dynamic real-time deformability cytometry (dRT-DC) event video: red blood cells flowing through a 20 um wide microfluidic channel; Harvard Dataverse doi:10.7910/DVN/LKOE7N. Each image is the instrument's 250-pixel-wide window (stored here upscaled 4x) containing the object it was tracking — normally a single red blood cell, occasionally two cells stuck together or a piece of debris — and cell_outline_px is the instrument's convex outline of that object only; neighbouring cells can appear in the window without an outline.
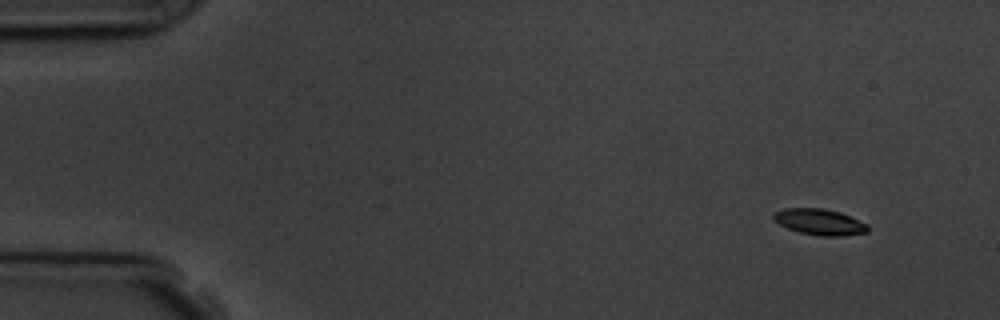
{"species": "common noctule bat (a hibernating species)", "species_latin": "Nyctalus noctula", "temperature_condition": "room temperature", "stored_images_in_passage": 6, "camera_frame_rate_fps": 3000, "um_per_image_px": 0.085, "animal": {"sex": "male", "body_mass_g": 19.5, "forearm_length_mm": 54.6}, "frame": {"image": 1, "passage_image": 1, "time_ms": 0.0, "image_size_px": [1000, 320], "cell_outline_px": [[868, 232], [840, 236], [820, 236], [800, 232], [788, 228], [772, 220], [772, 216], [776, 212], [784, 208], [824, 208], [840, 212], [868, 224]], "centroid_in_image_um": [69.66, 18.86], "position_along_channel_um": 15.3, "area_um2": 14.28}}
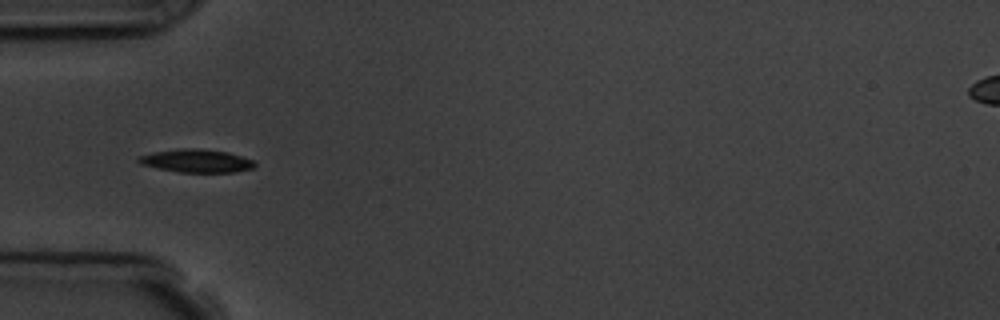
{"frame": {"image": 2, "passage_image": 4, "time_ms": 4.333, "image_size_px": [1000, 320], "cell_outline_px": [[256, 164], [252, 168], [232, 172], [180, 172], [156, 168], [140, 164], [136, 160], [136, 156], [156, 152], [180, 148], [200, 148], [228, 152], [252, 160]], "centroid_in_image_um": [16.64, 13.66], "position_along_channel_um": 68.4, "area_um2": 15.61}}
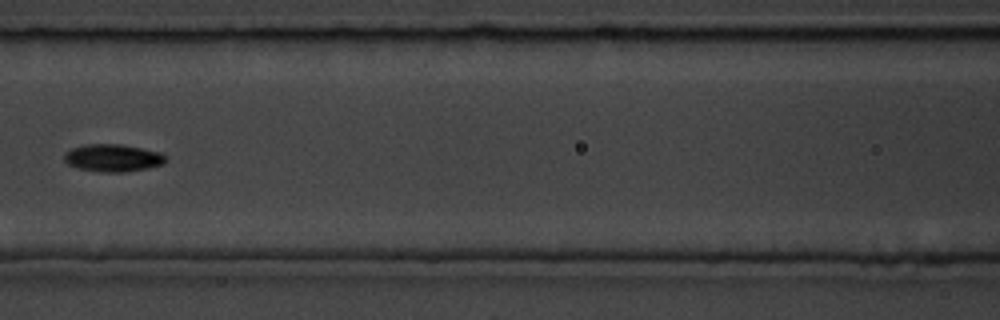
{"frame": {"image": 3, "passage_image": 6, "time_ms": 6.667, "image_size_px": [1000, 320], "cell_outline_px": [[164, 164], [148, 168], [124, 172], [104, 172], [80, 168], [68, 164], [64, 160], [64, 152], [72, 148], [84, 144], [120, 144], [160, 152], [164, 156]], "centroid_in_image_um": [9.56, 13.41], "position_along_channel_um": 157.0, "area_um2": 16.07}}